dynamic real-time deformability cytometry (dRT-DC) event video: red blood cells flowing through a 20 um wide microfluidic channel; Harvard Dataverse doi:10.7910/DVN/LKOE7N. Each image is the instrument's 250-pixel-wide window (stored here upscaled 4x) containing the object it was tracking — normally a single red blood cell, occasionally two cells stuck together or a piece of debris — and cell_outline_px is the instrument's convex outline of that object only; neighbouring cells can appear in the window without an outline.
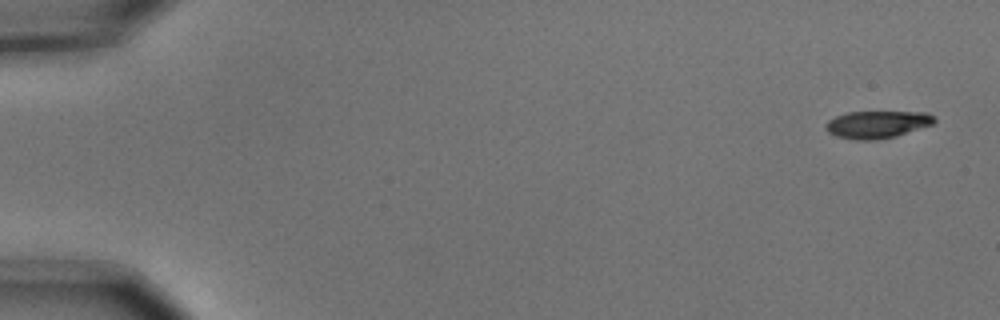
{"species": "common noctule bat (a hibernating species)", "species_latin": "Nyctalus noctula", "temperature_condition": "cold", "stored_images_in_passage": 6, "camera_frame_rate_fps": 3000, "um_per_image_px": 0.085, "animal": {"sex": "male", "body_mass_g": 15.6}, "frame": {"image": 1, "passage_image": 1, "time_ms": 0.0, "image_size_px": [1000, 320], "cell_outline_px": [[936, 120], [932, 124], [896, 136], [872, 140], [856, 140], [836, 136], [828, 132], [824, 124], [828, 120], [836, 116], [848, 112], [928, 112]], "centroid_in_image_um": [74.53, 10.57], "position_along_channel_um": 10.5, "area_um2": 17.17}}
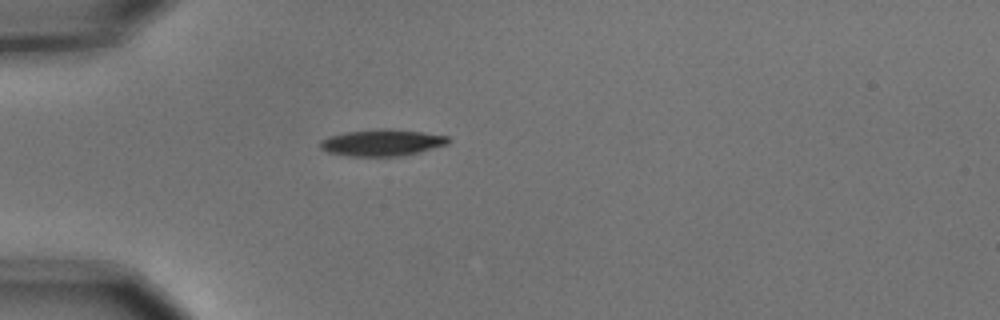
{"frame": {"image": 2, "passage_image": 5, "time_ms": 1.333, "image_size_px": [1000, 320], "cell_outline_px": [[452, 140], [448, 144], [420, 152], [404, 156], [348, 156], [328, 152], [320, 148], [320, 140], [328, 136], [344, 132], [380, 128], [392, 128], [424, 132], [448, 136]], "centroid_in_image_um": [32.49, 12.11], "position_along_channel_um": 52.5, "area_um2": 20.23}}